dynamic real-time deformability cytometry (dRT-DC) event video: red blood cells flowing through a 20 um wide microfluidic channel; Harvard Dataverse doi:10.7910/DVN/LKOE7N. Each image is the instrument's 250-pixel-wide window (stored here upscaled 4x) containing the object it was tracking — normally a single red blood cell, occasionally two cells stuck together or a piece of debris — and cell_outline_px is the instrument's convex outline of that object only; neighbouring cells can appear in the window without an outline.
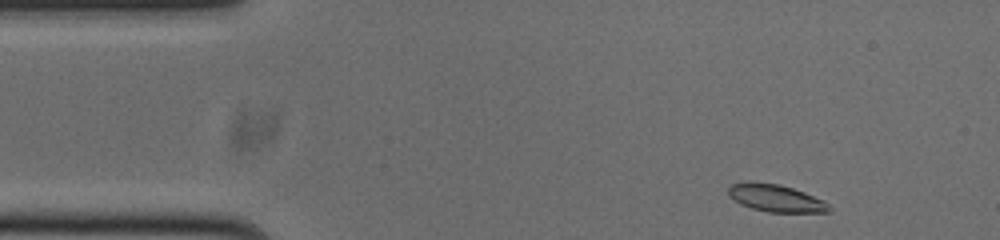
{"species": "common noctule bat (a hibernating species)", "species_latin": "Nyctalus noctula", "temperature_condition": "cold", "stored_images_in_passage": 9, "camera_frame_rate_fps": 3000, "um_per_image_px": 0.085, "animal": {"sex": "male", "body_mass_g": 20.0, "forearm_length_mm": 53.3}, "frame": {"image": 1, "passage_image": 1, "time_ms": 0.0, "image_size_px": [1000, 240], "cell_outline_px": [[832, 208], [828, 212], [768, 212], [752, 208], [740, 204], [728, 196], [728, 188], [732, 184], [780, 184], [804, 192], [824, 200]], "centroid_in_image_um": [65.99, 16.88], "position_along_channel_um": 19.0, "area_um2": 15.55}}